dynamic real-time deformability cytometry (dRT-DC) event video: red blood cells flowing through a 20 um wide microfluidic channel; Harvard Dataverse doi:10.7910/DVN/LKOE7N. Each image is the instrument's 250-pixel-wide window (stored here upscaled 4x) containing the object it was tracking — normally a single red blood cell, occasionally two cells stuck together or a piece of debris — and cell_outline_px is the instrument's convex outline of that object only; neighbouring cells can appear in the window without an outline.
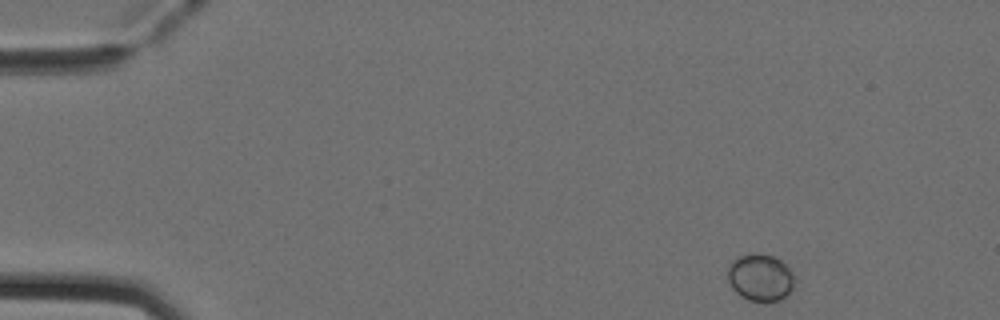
{"species": "Egyptian fruit bat (a non-hibernating species)", "species_latin": "Rousettus aegyptiacus", "temperature_condition": "cold", "stored_images_in_passage": 46, "camera_frame_rate_fps": 3000, "um_per_image_px": 0.085, "animal": {"sex": "female"}, "frame": {"image": 1, "passage_image": 1, "time_ms": 0.0, "image_size_px": [1000, 320], "cell_outline_px": [[792, 288], [780, 300], [748, 300], [740, 296], [732, 288], [728, 280], [728, 268], [732, 260], [736, 256], [752, 252], [772, 256], [780, 260], [792, 272]], "centroid_in_image_um": [64.56, 23.55], "position_along_channel_um": 20.4, "area_um2": 18.03}}
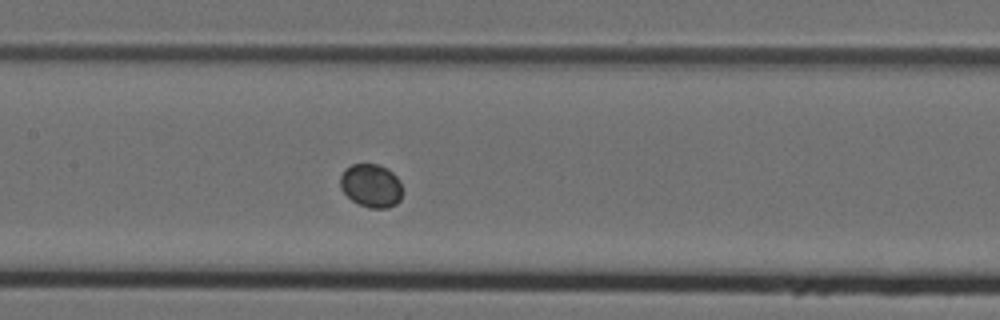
{"frame": {"image": 2, "passage_image": 20, "time_ms": 6.333, "image_size_px": [1000, 320], "cell_outline_px": [[404, 192], [400, 200], [396, 204], [388, 208], [368, 208], [352, 200], [340, 188], [340, 176], [344, 168], [352, 164], [380, 164], [388, 168], [400, 180]], "centroid_in_image_um": [31.57, 15.77], "position_along_channel_um": 175.8, "area_um2": 16.07}}
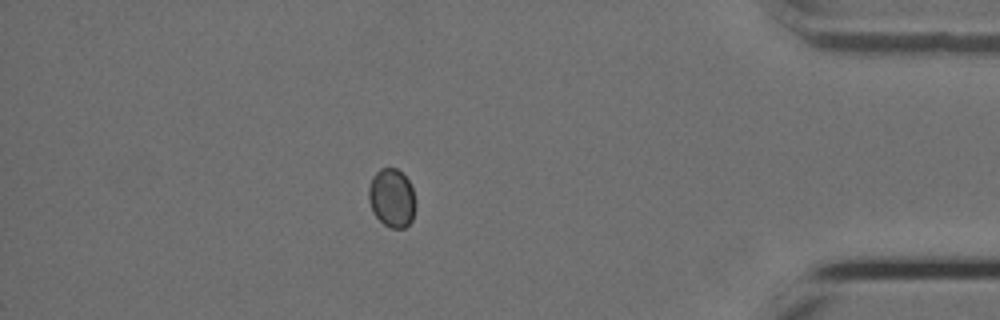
{"frame": {"image": 3, "passage_image": 40, "time_ms": 13.0, "image_size_px": [1000, 320], "cell_outline_px": [[416, 208], [412, 220], [404, 228], [392, 228], [384, 224], [372, 212], [368, 200], [368, 188], [372, 176], [380, 168], [396, 168], [408, 180], [412, 188], [416, 200]], "centroid_in_image_um": [33.3, 16.83], "position_along_channel_um": 401.9, "area_um2": 16.18}}